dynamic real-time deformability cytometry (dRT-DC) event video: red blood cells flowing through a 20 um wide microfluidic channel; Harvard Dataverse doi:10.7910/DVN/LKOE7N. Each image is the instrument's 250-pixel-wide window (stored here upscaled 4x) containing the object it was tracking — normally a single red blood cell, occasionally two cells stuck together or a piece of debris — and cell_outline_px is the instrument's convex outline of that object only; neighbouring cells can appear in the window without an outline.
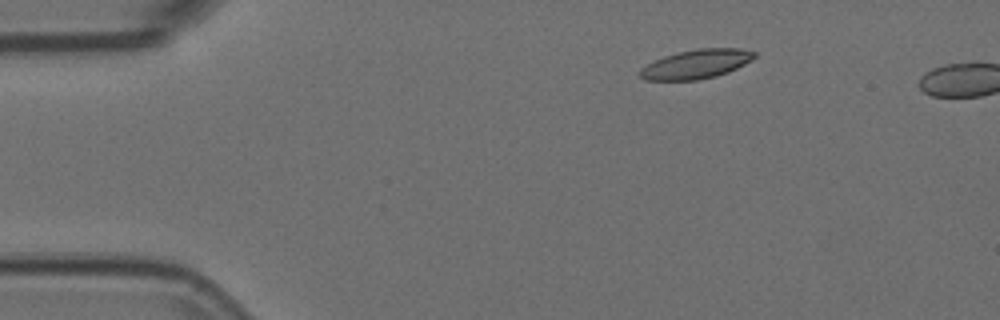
{"species": "Egyptian fruit bat (a non-hibernating species)", "species_latin": "Rousettus aegyptiacus", "temperature_condition": "room temperature", "stored_images_in_passage": 3, "camera_frame_rate_fps": 3000, "um_per_image_px": 0.085, "animal": {"sex": "female"}, "frame": {"image": 1, "passage_image": 2, "time_ms": 0.333, "image_size_px": [1000, 320], "cell_outline_px": [[756, 56], [752, 60], [728, 72], [716, 76], [696, 80], [644, 80], [640, 76], [640, 68], [664, 56], [696, 48], [740, 48], [756, 52]], "centroid_in_image_um": [59.2, 5.44], "position_along_channel_um": 25.8, "area_um2": 19.31}}